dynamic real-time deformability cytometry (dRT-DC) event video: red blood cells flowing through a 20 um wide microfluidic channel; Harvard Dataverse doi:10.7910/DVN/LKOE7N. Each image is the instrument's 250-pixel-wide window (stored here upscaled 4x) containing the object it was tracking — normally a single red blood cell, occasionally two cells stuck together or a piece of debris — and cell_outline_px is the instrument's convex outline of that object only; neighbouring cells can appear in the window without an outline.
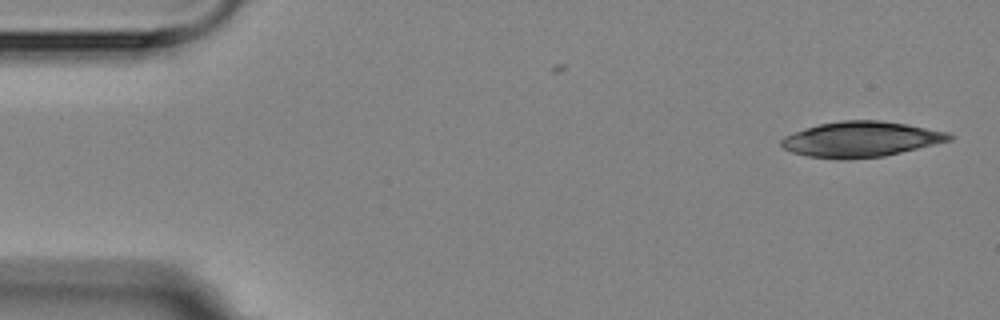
{"species": "Egyptian fruit bat (a non-hibernating species)", "species_latin": "Rousettus aegyptiacus", "temperature_condition": "room temperature", "stored_images_in_passage": 2, "camera_frame_rate_fps": 3000, "um_per_image_px": 0.085, "animal": {"sex": "female"}, "frame": {"image": 1, "passage_image": 2, "time_ms": 2.0, "image_size_px": [1000, 320], "cell_outline_px": [[956, 136], [952, 140], [884, 156], [848, 160], [840, 160], [808, 156], [792, 152], [784, 148], [780, 144], [780, 140], [784, 136], [820, 124], [840, 120], [880, 120], [908, 124], [948, 132]], "centroid_in_image_um": [73.21, 11.84], "position_along_channel_um": 11.8, "area_um2": 34.74}}